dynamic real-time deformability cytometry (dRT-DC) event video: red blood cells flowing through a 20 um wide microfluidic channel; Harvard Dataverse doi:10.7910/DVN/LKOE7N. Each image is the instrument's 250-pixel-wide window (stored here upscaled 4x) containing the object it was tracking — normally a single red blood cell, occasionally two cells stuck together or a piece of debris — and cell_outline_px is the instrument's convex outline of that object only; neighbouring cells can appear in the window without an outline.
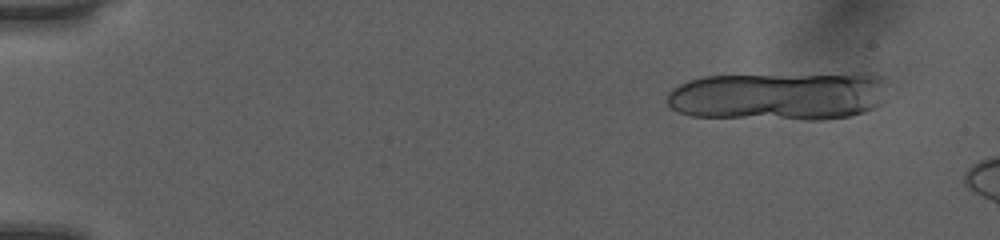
{"species": "human", "species_latin": "Homo sapiens", "temperature_condition": "room temperature", "stored_images_in_passage": 11, "camera_frame_rate_fps": 3000, "um_per_image_px": 0.085, "donor": {"sex": "female"}, "frame": {"image": 1, "passage_image": 5, "time_ms": 1.333, "image_size_px": [1000, 240], "cell_outline_px": [[888, 80], [880, 104], [864, 112], [848, 116], [820, 120], [804, 120], [692, 116], [676, 112], [668, 104], [668, 92], [672, 88], [688, 80], [704, 76], [856, 72], [868, 72], [884, 76]], "centroid_in_image_um": [66.26, 8.13], "position_along_channel_um": 18.7, "area_um2": 63.98}}